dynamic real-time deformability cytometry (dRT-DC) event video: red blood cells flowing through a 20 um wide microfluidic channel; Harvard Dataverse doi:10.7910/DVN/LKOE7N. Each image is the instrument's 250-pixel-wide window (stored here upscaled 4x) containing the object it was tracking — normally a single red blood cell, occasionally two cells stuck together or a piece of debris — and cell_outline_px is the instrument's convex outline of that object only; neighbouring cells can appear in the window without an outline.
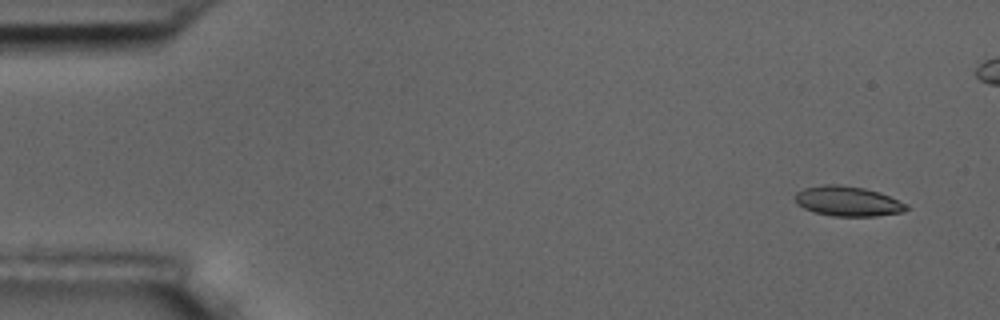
{"species": "common noctule bat (a hibernating species)", "species_latin": "Nyctalus noctula", "temperature_condition": "room temperature", "stored_images_in_passage": 10, "segment_of_instrument_passage": [1, 2], "camera_frame_rate_fps": 3000, "um_per_image_px": 0.085, "animal": {"sex": "male", "body_mass_g": 17.5, "forearm_length_mm": 52.3}, "frame": {"image": 1, "passage_image": 1, "time_ms": 0.0, "image_size_px": [1000, 320], "cell_outline_px": [[912, 208], [904, 212], [876, 216], [832, 216], [816, 212], [804, 208], [796, 204], [796, 192], [804, 188], [824, 184], [840, 184], [864, 188], [880, 192], [908, 204]], "centroid_in_image_um": [72.11, 17.1], "position_along_channel_um": 12.9, "area_um2": 19.59}}
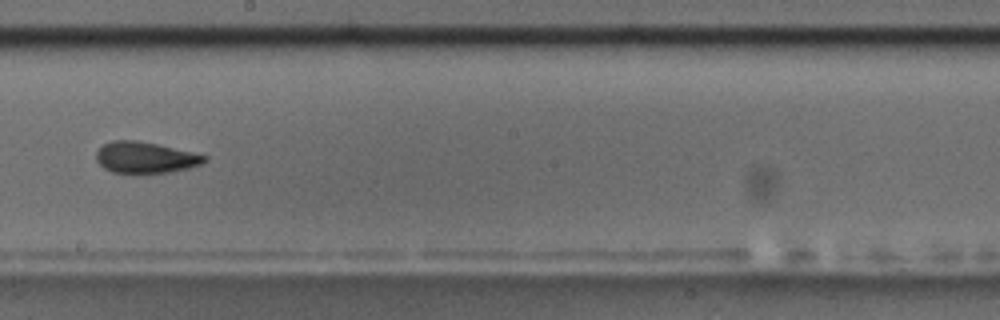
{"frame": {"image": 2, "passage_image": 9, "time_ms": 9.333, "image_size_px": [1000, 320], "cell_outline_px": [[208, 160], [204, 164], [188, 168], [168, 172], [112, 172], [104, 168], [96, 160], [96, 152], [104, 144], [112, 140], [136, 140], [156, 144], [208, 156]], "centroid_in_image_um": [12.36, 13.38], "position_along_channel_um": 235.8, "area_um2": 19.42}}